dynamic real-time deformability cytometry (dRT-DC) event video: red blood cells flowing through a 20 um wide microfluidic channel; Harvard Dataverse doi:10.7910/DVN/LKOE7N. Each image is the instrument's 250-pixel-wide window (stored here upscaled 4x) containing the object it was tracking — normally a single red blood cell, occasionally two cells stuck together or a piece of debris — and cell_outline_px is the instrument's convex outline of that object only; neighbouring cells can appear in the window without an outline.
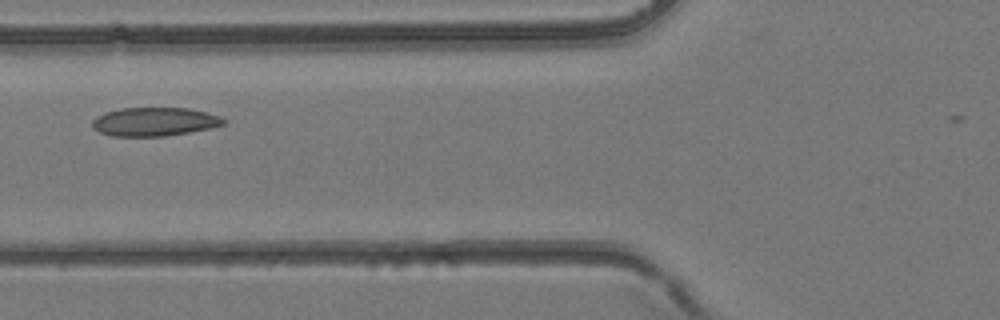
{"species": "common noctule bat (a hibernating species)", "species_latin": "Nyctalus noctula", "temperature_condition": "room temperature", "stored_images_in_passage": 3, "camera_frame_rate_fps": 3000, "um_per_image_px": 0.085, "animal": {"sex": "female", "body_mass_g": 24.6, "forearm_length_mm": 56.2}, "frame": {"image": 1, "passage_image": 3, "time_ms": 0.667, "image_size_px": [1000, 320], "cell_outline_px": [[228, 120], [224, 124], [212, 128], [164, 136], [112, 136], [100, 132], [92, 128], [92, 120], [96, 116], [104, 112], [120, 108], [188, 108], [220, 116]], "centroid_in_image_um": [13.11, 10.34], "position_along_channel_um": 112.7, "area_um2": 21.96}}